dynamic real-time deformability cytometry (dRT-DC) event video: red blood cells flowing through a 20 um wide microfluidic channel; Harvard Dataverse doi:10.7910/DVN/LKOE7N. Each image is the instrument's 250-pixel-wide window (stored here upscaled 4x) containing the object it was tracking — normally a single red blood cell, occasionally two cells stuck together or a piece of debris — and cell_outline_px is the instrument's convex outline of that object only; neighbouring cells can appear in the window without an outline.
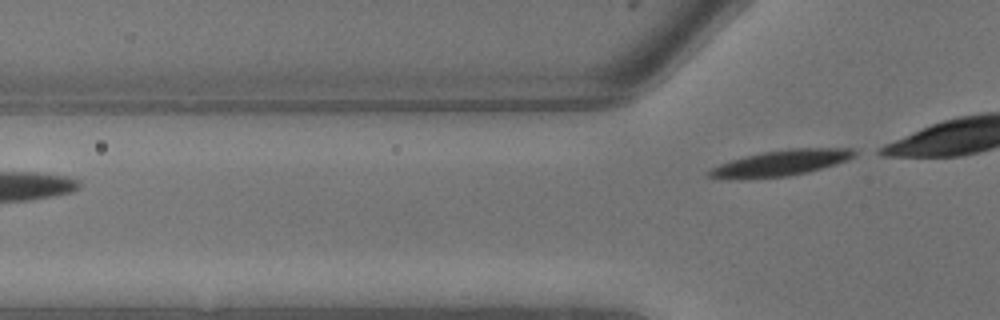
{"species": "common noctule bat (a hibernating species)", "species_latin": "Nyctalus noctula", "temperature_condition": "warm", "stored_images_in_passage": 4, "segment_of_instrument_passage": [2, 2], "camera_frame_rate_fps": 3000, "um_per_image_px": 0.085, "animal": {"sex": "male", "body_mass_g": 13.3}, "frame": {"image": 1, "passage_image": 4, "time_ms": 1.0, "image_size_px": [1000, 320], "cell_outline_px": [[864, 152], [848, 160], [836, 164], [808, 172], [788, 176], [704, 176], [704, 172], [720, 164], [744, 156], [764, 152], [788, 148], [856, 148]], "centroid_in_image_um": [66.61, 13.78], "position_along_channel_um": 59.2, "area_um2": 21.21}}